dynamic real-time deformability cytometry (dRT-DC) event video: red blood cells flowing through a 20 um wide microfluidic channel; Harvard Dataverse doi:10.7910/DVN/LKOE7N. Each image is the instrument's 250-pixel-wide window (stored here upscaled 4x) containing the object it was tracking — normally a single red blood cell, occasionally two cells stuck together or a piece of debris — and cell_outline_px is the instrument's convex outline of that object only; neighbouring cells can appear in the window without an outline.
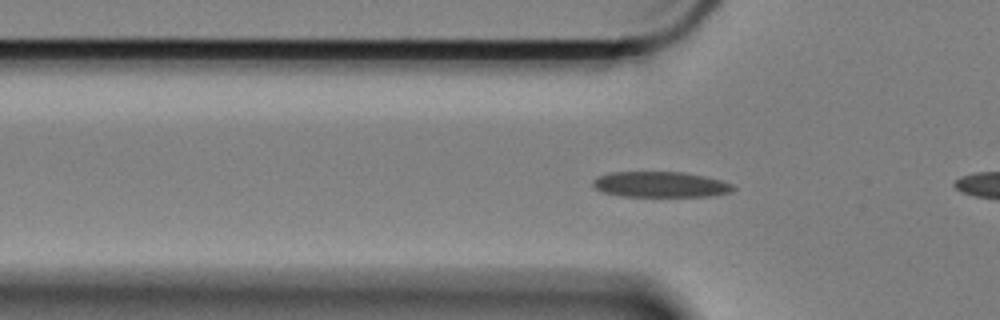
{"species": "Egyptian fruit bat (a non-hibernating species)", "species_latin": "Rousettus aegyptiacus", "temperature_condition": "cold", "stored_images_in_passage": 40, "camera_frame_rate_fps": 3000, "um_per_image_px": 0.085, "animal": {"sex": "female"}, "frame": {"image": 1, "passage_image": 6, "time_ms": 1.667, "image_size_px": [1000, 320], "cell_outline_px": [[736, 188], [732, 192], [712, 196], [620, 196], [604, 192], [596, 188], [592, 184], [592, 180], [608, 172], [684, 172], [704, 176], [720, 180], [732, 184]], "centroid_in_image_um": [56.16, 15.68], "position_along_channel_um": 69.6, "area_um2": 20.92}}
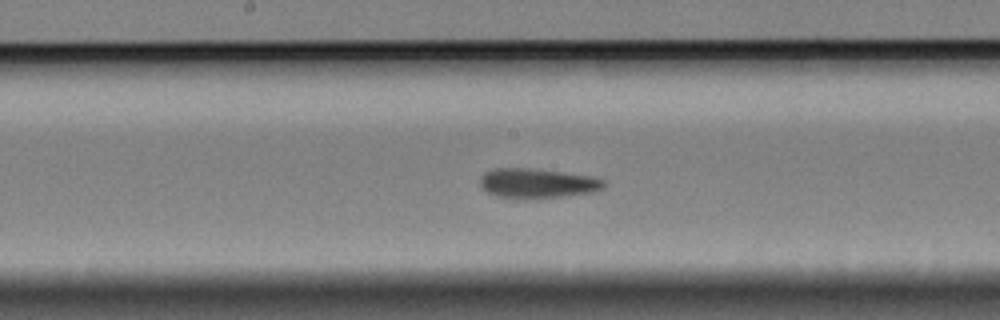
{"frame": {"image": 2, "passage_image": 18, "time_ms": 5.667, "image_size_px": [1000, 320], "cell_outline_px": [[604, 188], [592, 192], [560, 196], [524, 200], [496, 196], [480, 188], [480, 176], [484, 172], [492, 168], [532, 168], [592, 176], [604, 180]], "centroid_in_image_um": [45.6, 15.58], "position_along_channel_um": 202.6, "area_um2": 21.68}}
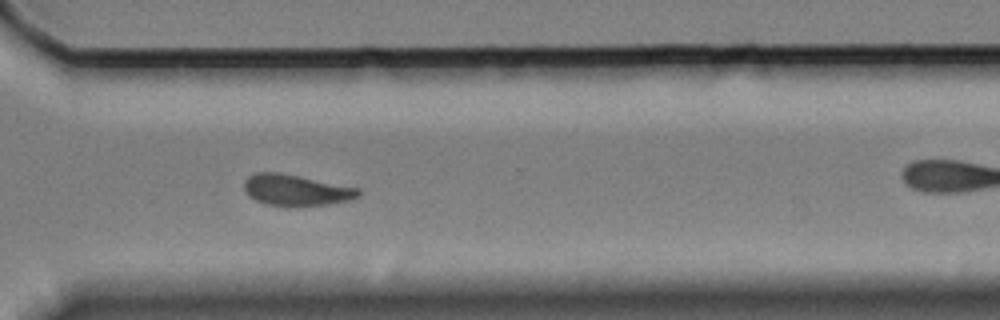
{"frame": {"image": 3, "passage_image": 31, "time_ms": 10.0, "image_size_px": [1000, 320], "cell_outline_px": [[360, 196], [348, 200], [328, 204], [296, 208], [288, 208], [264, 204], [248, 196], [244, 188], [244, 180], [248, 176], [256, 172], [280, 172], [360, 188]], "centroid_in_image_um": [25.14, 16.18], "position_along_channel_um": 345.5, "area_um2": 21.33}, "authors_computed_cell_mechanics": {"area_um2": 21.1837, "velocity_mm_per_s": 3.3003, "shape_relaxation_time_tau1_ms": null, "shape_relaxation_time_tau2_ms": 2.1784, "deformation_change_tau1": null, "deformation_change_tau2": 0.0551}}